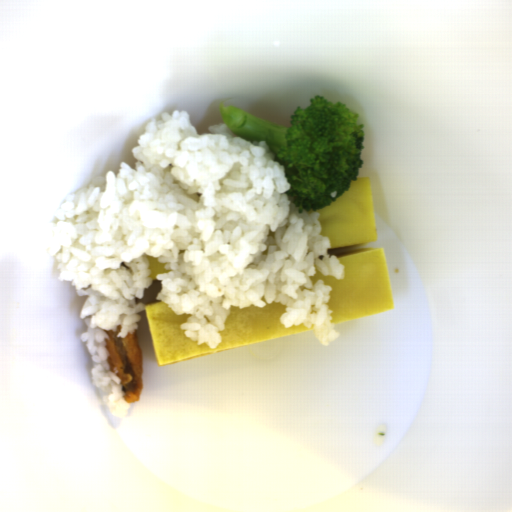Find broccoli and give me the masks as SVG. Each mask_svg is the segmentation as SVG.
<instances>
[{"label":"broccoli","instance_id":"1706d50b","mask_svg":"<svg viewBox=\"0 0 512 512\" xmlns=\"http://www.w3.org/2000/svg\"><path fill=\"white\" fill-rule=\"evenodd\" d=\"M228 130L249 141H266L272 159L283 166L297 211H319L346 192L363 167L366 128L357 113L325 97L295 108L289 127L252 117L218 103Z\"/></svg>","mask_w":512,"mask_h":512}]
</instances>
